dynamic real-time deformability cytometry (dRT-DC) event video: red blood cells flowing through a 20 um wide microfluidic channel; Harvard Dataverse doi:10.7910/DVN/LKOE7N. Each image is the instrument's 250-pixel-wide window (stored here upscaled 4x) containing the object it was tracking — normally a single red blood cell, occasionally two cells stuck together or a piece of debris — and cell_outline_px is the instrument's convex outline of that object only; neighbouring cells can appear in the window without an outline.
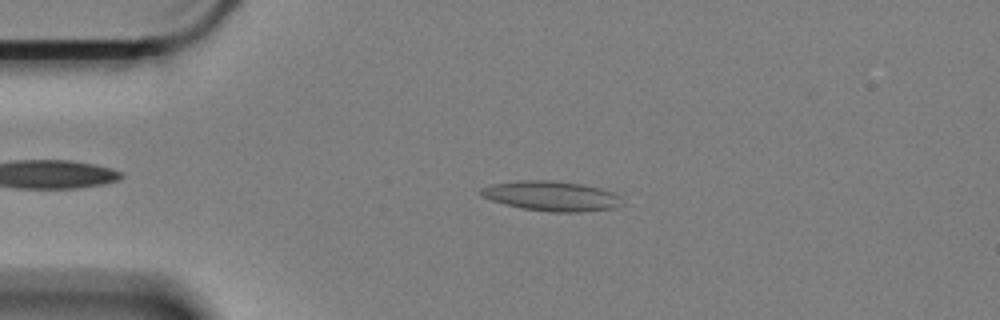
{"species": "Egyptian fruit bat (a non-hibernating species)", "species_latin": "Rousettus aegyptiacus", "temperature_condition": "cold", "stored_images_in_passage": 25, "camera_frame_rate_fps": 3000, "um_per_image_px": 0.085, "animal": {"sex": "female"}, "frame": {"image": 1, "passage_image": 2, "time_ms": 0.333, "image_size_px": [1000, 320], "cell_outline_px": [[624, 204], [616, 208], [576, 212], [552, 212], [520, 208], [492, 200], [484, 196], [480, 192], [480, 188], [496, 184], [524, 180], [552, 180], [580, 184], [600, 188], [612, 192], [620, 196]], "centroid_in_image_um": [46.94, 16.67], "position_along_channel_um": 38.1, "area_um2": 24.33}}
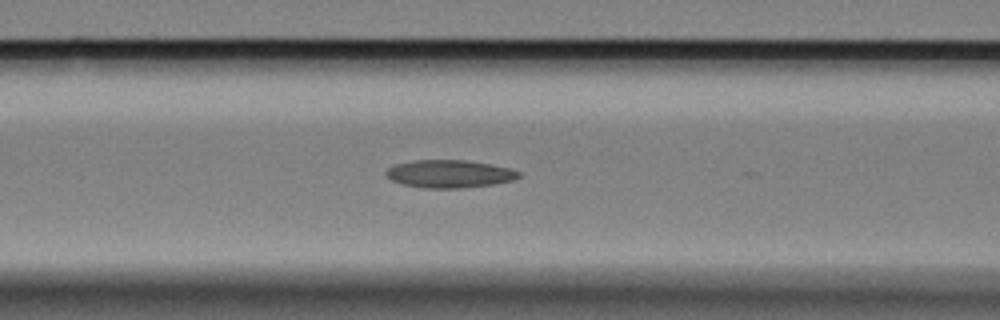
{"frame": {"image": 2, "passage_image": 13, "time_ms": 4.0, "image_size_px": [1000, 320], "cell_outline_px": [[520, 176], [512, 180], [492, 184], [464, 188], [424, 188], [404, 184], [392, 180], [384, 172], [388, 168], [396, 164], [416, 160], [464, 160], [488, 164], [508, 168], [520, 172]], "centroid_in_image_um": [38.18, 14.78], "position_along_channel_um": 128.4, "area_um2": 21.15}}
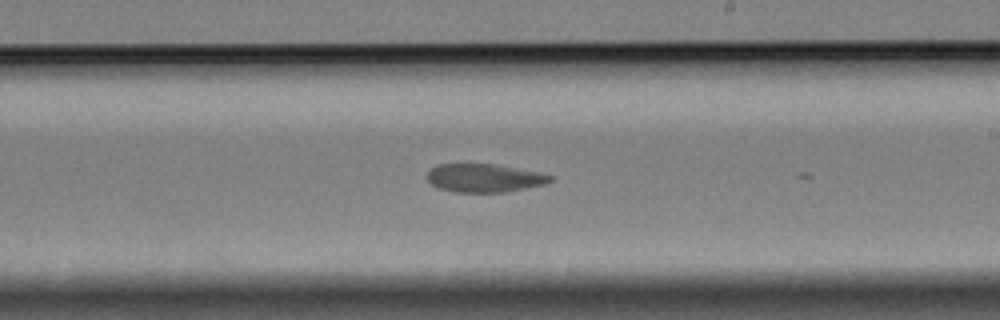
{"frame": {"image": 3, "passage_image": 24, "time_ms": 7.667, "image_size_px": [1000, 320], "cell_outline_px": [[552, 180], [544, 184], [504, 192], [456, 192], [440, 188], [432, 184], [428, 180], [428, 172], [432, 168], [440, 164], [496, 164], [536, 172], [552, 176]], "centroid_in_image_um": [41.15, 15.13], "position_along_channel_um": 247.9, "area_um2": 19.88}}